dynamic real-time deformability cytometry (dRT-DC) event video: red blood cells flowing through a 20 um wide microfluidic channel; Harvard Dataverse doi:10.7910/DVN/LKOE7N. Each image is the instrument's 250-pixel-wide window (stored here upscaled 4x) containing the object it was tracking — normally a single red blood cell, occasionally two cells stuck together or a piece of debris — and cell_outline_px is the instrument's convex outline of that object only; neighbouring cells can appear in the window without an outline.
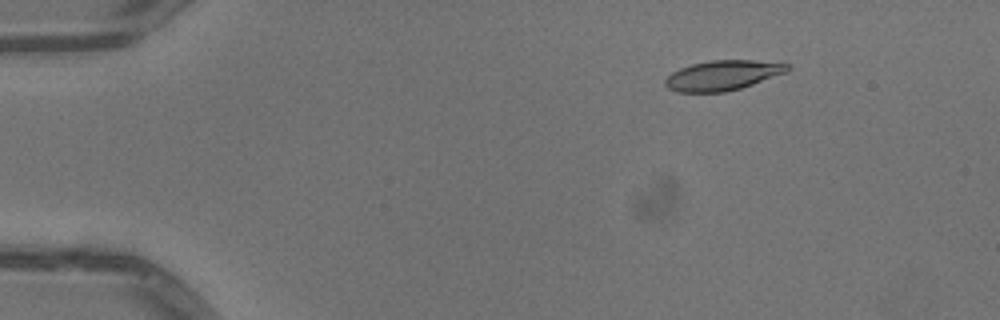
{"species": "common noctule bat (a hibernating species)", "species_latin": "Nyctalus noctula", "temperature_condition": "warm", "stored_images_in_passage": 49, "camera_frame_rate_fps": 3000, "um_per_image_px": 0.085, "animal": {"sex": "male", "body_mass_g": 13.3}, "frame": {"image": 1, "passage_image": 8, "time_ms": 2.333, "image_size_px": [1000, 320], "cell_outline_px": [[792, 68], [788, 72], [740, 88], [724, 92], [676, 92], [668, 88], [664, 84], [664, 80], [672, 72], [680, 68], [692, 64], [712, 60], [752, 60], [792, 64]], "centroid_in_image_um": [61.45, 6.4], "position_along_channel_um": 23.6, "area_um2": 21.39}}
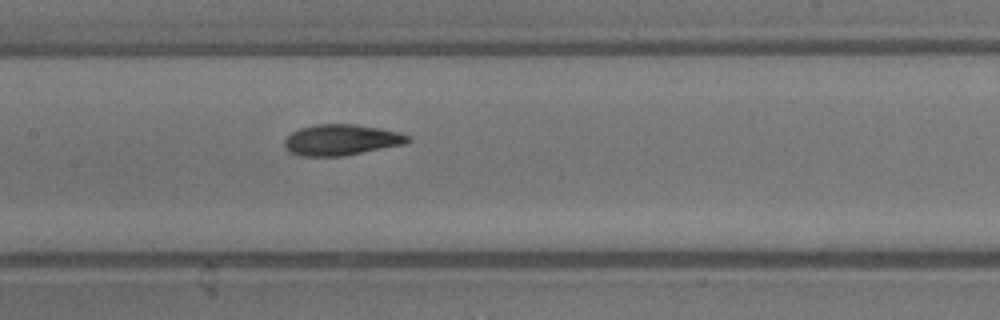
{"frame": {"image": 2, "passage_image": 26, "time_ms": 8.333, "image_size_px": [1000, 320], "cell_outline_px": [[412, 140], [404, 144], [344, 156], [300, 156], [288, 152], [284, 144], [284, 140], [292, 132], [300, 128], [316, 124], [356, 124], [380, 128], [400, 132], [408, 136]], "centroid_in_image_um": [29.0, 11.89], "position_along_channel_um": 178.4, "area_um2": 22.31}}
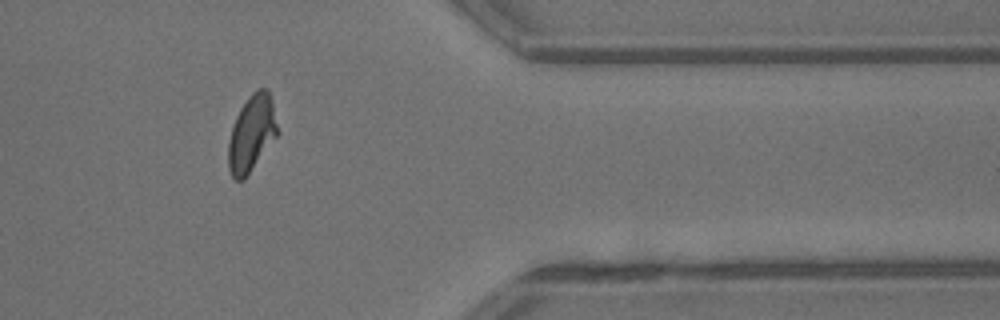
{"frame": {"image": 3, "passage_image": 43, "time_ms": 14.0, "image_size_px": [1000, 320], "cell_outline_px": [[280, 132], [244, 180], [236, 180], [232, 176], [228, 168], [228, 140], [236, 116], [240, 108], [248, 96], [256, 88], [268, 88], [272, 100]], "centroid_in_image_um": [21.41, 11.32], "position_along_channel_um": 390.0, "area_um2": 22.2}, "authors_computed_cell_mechanics": {"area_um2": 21.7328, "velocity_mm_per_s": 4.0631, "shape_relaxation_time_tau1_ms": 4.7436, "shape_relaxation_time_tau2_ms": 1.3289, "deformation_change_tau1": 0.1771, "deformation_change_tau2": 0.0663}}